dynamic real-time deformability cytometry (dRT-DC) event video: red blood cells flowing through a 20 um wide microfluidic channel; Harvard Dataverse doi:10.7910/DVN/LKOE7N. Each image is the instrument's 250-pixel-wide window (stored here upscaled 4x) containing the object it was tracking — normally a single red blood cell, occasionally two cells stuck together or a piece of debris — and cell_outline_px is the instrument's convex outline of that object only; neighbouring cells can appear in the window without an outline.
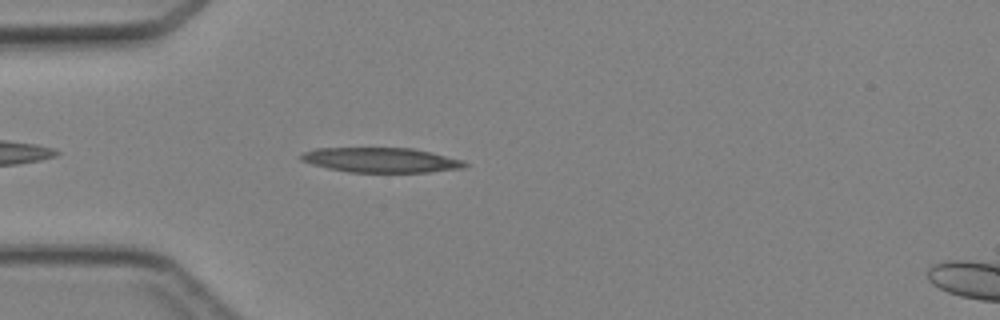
{"species": "Egyptian fruit bat (a non-hibernating species)", "species_latin": "Rousettus aegyptiacus", "temperature_condition": "cold", "stored_images_in_passage": 36, "camera_frame_rate_fps": 3000, "um_per_image_px": 0.085, "animal": {"sex": "female"}, "frame": {"image": 1, "passage_image": 3, "time_ms": 0.667, "image_size_px": [1000, 320], "cell_outline_px": [[468, 164], [464, 168], [428, 172], [348, 172], [328, 168], [312, 164], [300, 160], [300, 156], [304, 152], [316, 148], [412, 148], [432, 152], [464, 160]], "centroid_in_image_um": [32.41, 13.6], "position_along_channel_um": 52.6, "area_um2": 23.7}}
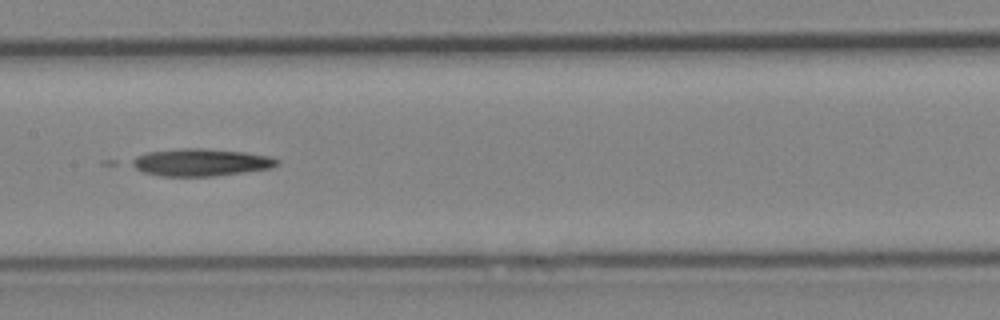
{"frame": {"image": 2, "passage_image": 13, "time_ms": 4.0, "image_size_px": [1000, 320], "cell_outline_px": [[280, 164], [272, 168], [244, 172], [212, 176], [160, 176], [144, 172], [128, 164], [128, 160], [136, 156], [148, 152], [184, 148], [200, 148], [244, 152], [268, 156], [280, 160]], "centroid_in_image_um": [17.04, 13.8], "position_along_channel_um": 190.4, "area_um2": 23.18}}
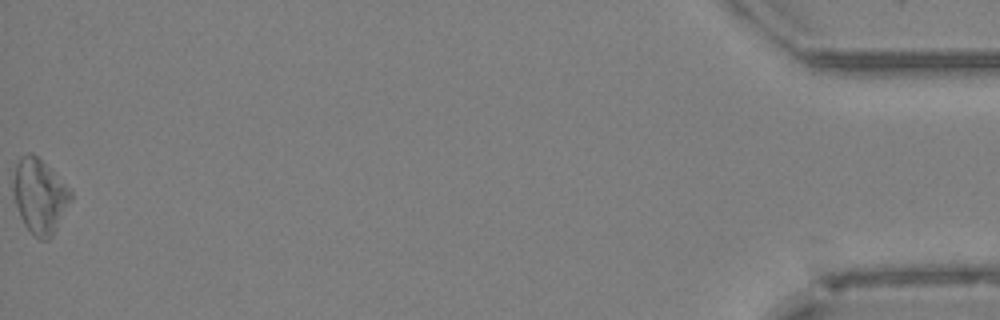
{"frame": {"image": 3, "passage_image": 36, "time_ms": 11.667, "image_size_px": [1000, 320], "cell_outline_px": [[72, 200], [52, 236], [48, 240], [40, 240], [24, 224], [20, 216], [16, 204], [12, 188], [16, 164], [20, 156], [28, 152], [32, 152], [72, 192]], "centroid_in_image_um": [3.36, 16.68], "position_along_channel_um": 431.8, "area_um2": 24.45}}